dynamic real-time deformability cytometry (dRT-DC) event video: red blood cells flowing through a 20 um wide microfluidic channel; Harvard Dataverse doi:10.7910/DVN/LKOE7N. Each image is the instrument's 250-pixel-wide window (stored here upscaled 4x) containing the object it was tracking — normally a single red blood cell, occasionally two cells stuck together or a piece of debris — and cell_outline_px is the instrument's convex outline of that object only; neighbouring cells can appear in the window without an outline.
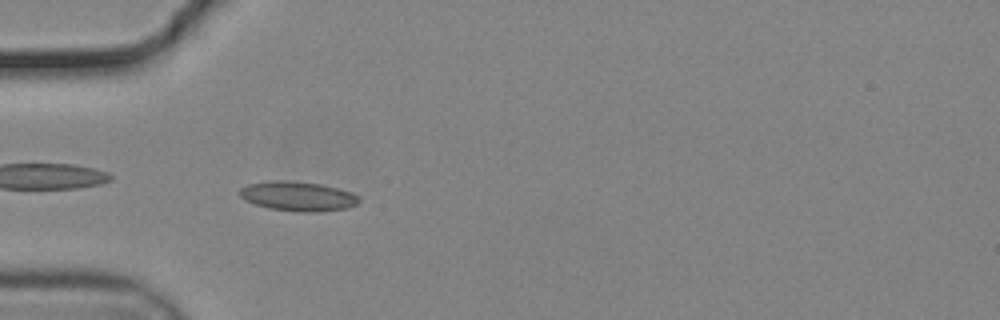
{"species": "common noctule bat (a hibernating species)", "species_latin": "Nyctalus noctula", "temperature_condition": "cold", "stored_images_in_passage": 40, "camera_frame_rate_fps": 3000, "um_per_image_px": 0.085, "animal": {"sex": "male", "body_mass_g": 19.2, "forearm_length_mm": 51.8}, "frame": {"image": 1, "passage_image": 2, "time_ms": 0.333, "image_size_px": [1000, 320], "cell_outline_px": [[360, 200], [356, 204], [348, 208], [316, 212], [300, 212], [268, 208], [244, 200], [240, 196], [240, 188], [248, 184], [272, 180], [284, 180], [320, 184], [352, 192], [360, 196]], "centroid_in_image_um": [25.33, 16.68], "position_along_channel_um": 59.7, "area_um2": 20.52}}
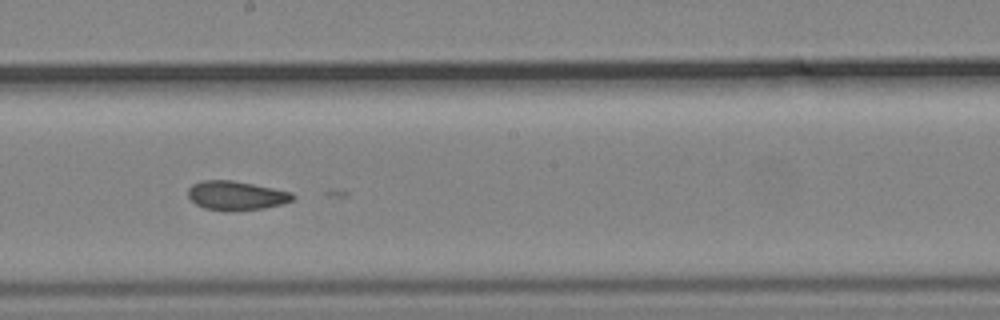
{"frame": {"image": 2, "passage_image": 16, "time_ms": 5.0, "image_size_px": [1000, 320], "cell_outline_px": [[296, 196], [292, 200], [284, 204], [264, 208], [224, 212], [204, 208], [196, 204], [188, 196], [188, 188], [192, 184], [204, 180], [232, 180], [292, 192]], "centroid_in_image_um": [20.07, 16.63], "position_along_channel_um": 228.1, "area_um2": 17.86}}
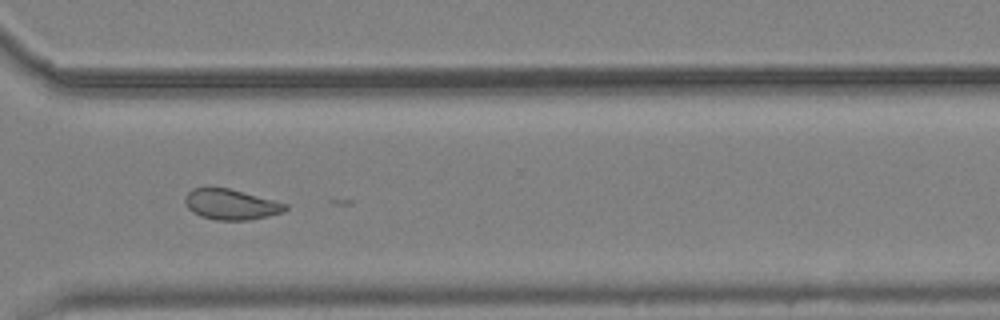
{"frame": {"image": 3, "passage_image": 26, "time_ms": 8.333, "image_size_px": [1000, 320], "cell_outline_px": [[288, 208], [284, 212], [268, 216], [248, 220], [216, 220], [200, 216], [192, 212], [188, 208], [184, 200], [184, 196], [192, 188], [228, 188], [288, 204]], "centroid_in_image_um": [19.62, 17.38], "position_along_channel_um": 351.0, "area_um2": 17.74}}